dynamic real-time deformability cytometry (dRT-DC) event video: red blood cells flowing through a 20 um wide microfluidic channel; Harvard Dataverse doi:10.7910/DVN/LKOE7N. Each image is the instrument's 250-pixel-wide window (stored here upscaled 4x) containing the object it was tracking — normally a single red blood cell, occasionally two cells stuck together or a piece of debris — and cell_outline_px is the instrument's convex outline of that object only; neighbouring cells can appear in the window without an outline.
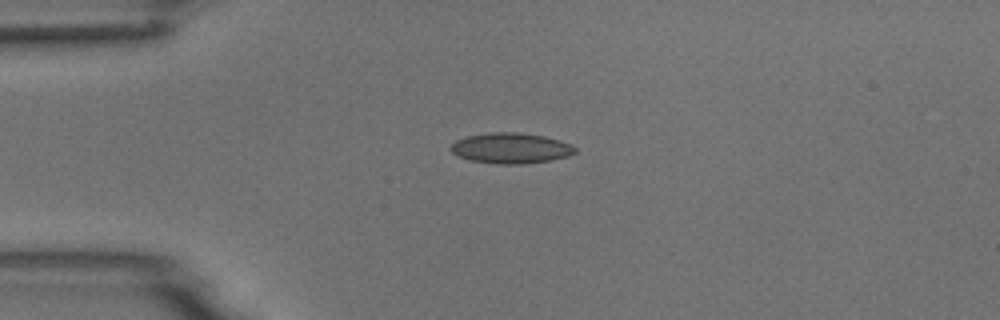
{"species": "common noctule bat (a hibernating species)", "species_latin": "Nyctalus noctula", "temperature_condition": "room temperature", "stored_images_in_passage": 2, "camera_frame_rate_fps": 3000, "um_per_image_px": 0.085, "animal": {"sex": "male", "body_mass_g": 18.8}, "frame": {"image": 1, "passage_image": 1, "time_ms": 0.0, "image_size_px": [1000, 320], "cell_outline_px": [[576, 152], [568, 156], [548, 160], [520, 164], [496, 164], [472, 160], [460, 156], [452, 152], [448, 148], [456, 140], [468, 136], [488, 132], [520, 132], [544, 136], [560, 140], [572, 144], [576, 148]], "centroid_in_image_um": [43.43, 12.58], "position_along_channel_um": 41.6, "area_um2": 22.08}}